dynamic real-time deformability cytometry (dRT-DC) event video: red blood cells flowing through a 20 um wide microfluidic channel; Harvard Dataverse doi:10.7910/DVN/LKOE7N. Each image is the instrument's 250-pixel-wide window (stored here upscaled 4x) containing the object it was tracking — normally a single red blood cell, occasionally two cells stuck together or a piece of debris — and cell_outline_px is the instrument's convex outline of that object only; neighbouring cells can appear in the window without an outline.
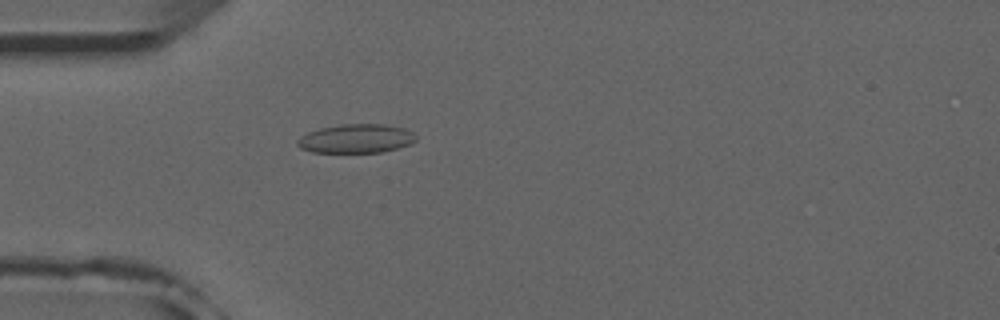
{"species": "common noctule bat (a hibernating species)", "species_latin": "Nyctalus noctula", "temperature_condition": "room temperature", "stored_images_in_passage": 27, "camera_frame_rate_fps": 3000, "um_per_image_px": 0.085, "animal": {"sex": "male", "forearm_length_mm": 52.5}, "frame": {"image": 1, "passage_image": 15, "time_ms": 4.667, "image_size_px": [1000, 320], "cell_outline_px": [[416, 140], [408, 144], [396, 148], [380, 152], [312, 152], [300, 148], [296, 144], [296, 140], [300, 136], [308, 132], [320, 128], [340, 124], [384, 124], [404, 128], [412, 132], [416, 136]], "centroid_in_image_um": [30.22, 11.77], "position_along_channel_um": 54.8, "area_um2": 19.88}}
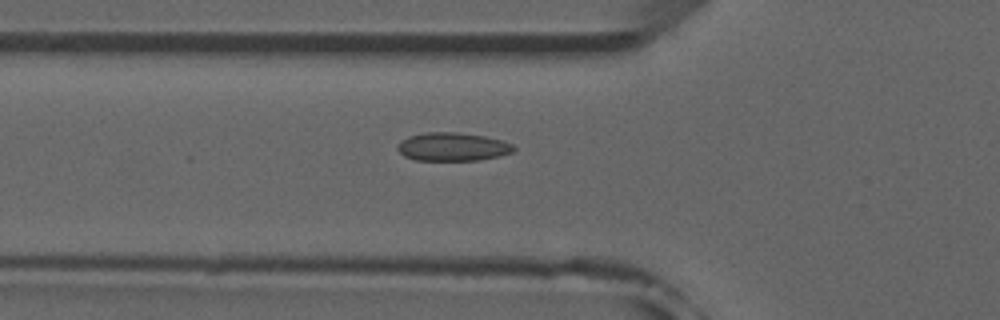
{"frame": {"image": 2, "passage_image": 18, "time_ms": 5.667, "image_size_px": [1000, 320], "cell_outline_px": [[516, 148], [512, 152], [500, 156], [480, 160], [416, 160], [404, 156], [396, 148], [396, 144], [400, 140], [408, 136], [424, 132], [456, 132], [484, 136], [500, 140], [512, 144]], "centroid_in_image_um": [38.43, 12.47], "position_along_channel_um": 87.4, "area_um2": 19.31}}
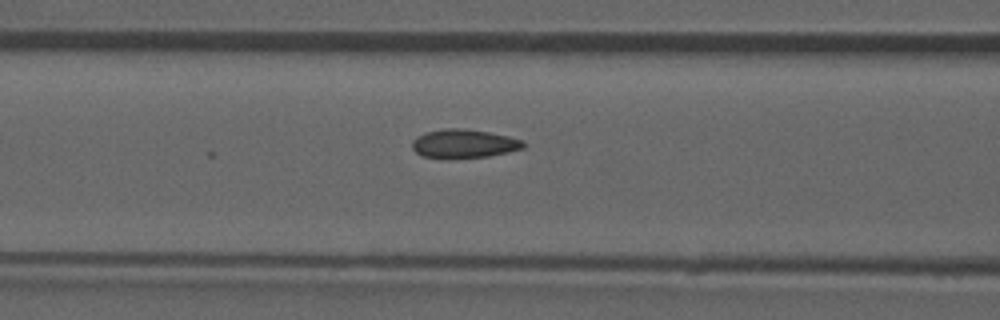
{"frame": {"image": 3, "passage_image": 21, "time_ms": 6.667, "image_size_px": [1000, 320], "cell_outline_px": [[528, 144], [524, 148], [508, 152], [488, 156], [424, 156], [416, 152], [412, 148], [412, 140], [416, 136], [424, 132], [444, 128], [464, 128], [488, 132], [508, 136], [524, 140]], "centroid_in_image_um": [39.47, 12.16], "position_along_channel_um": 127.1, "area_um2": 18.21}}